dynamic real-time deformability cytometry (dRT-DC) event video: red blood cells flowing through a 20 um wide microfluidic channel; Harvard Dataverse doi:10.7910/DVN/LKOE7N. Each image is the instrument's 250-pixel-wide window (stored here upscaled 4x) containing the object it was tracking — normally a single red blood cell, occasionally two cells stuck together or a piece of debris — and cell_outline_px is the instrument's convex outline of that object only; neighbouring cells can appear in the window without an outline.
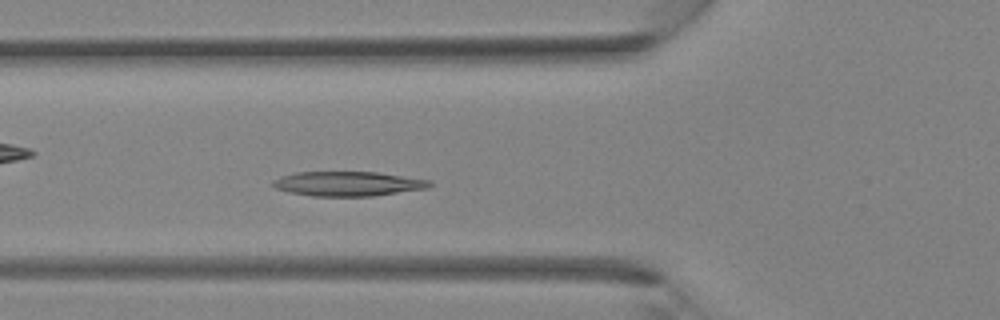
{"species": "Egyptian fruit bat (a non-hibernating species)", "species_latin": "Rousettus aegyptiacus", "temperature_condition": "room temperature", "stored_images_in_passage": 33, "camera_frame_rate_fps": 3000, "um_per_image_px": 0.085, "animal": {"sex": "female"}, "frame": {"image": 1, "passage_image": 10, "time_ms": 3.0, "image_size_px": [1000, 320], "cell_outline_px": [[432, 184], [428, 188], [372, 196], [312, 196], [288, 192], [276, 188], [272, 184], [272, 180], [280, 176], [296, 172], [376, 172], [432, 180]], "centroid_in_image_um": [29.56, 15.61], "position_along_channel_um": 96.2, "area_um2": 22.48}}
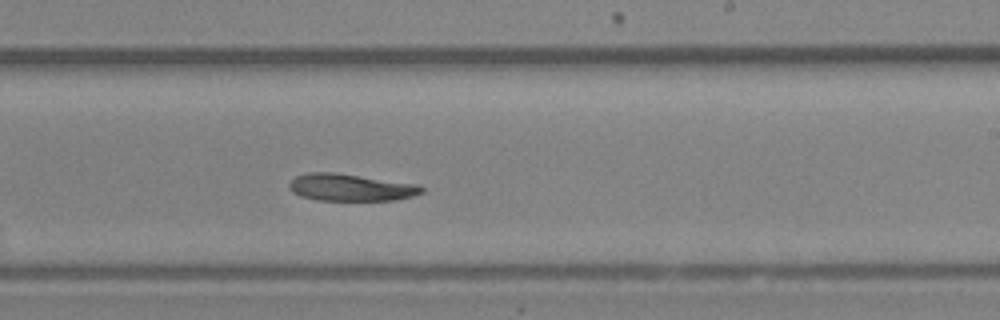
{"frame": {"image": 2, "passage_image": 19, "time_ms": 6.0, "image_size_px": [1000, 320], "cell_outline_px": [[424, 192], [412, 196], [392, 200], [316, 200], [300, 196], [292, 192], [288, 188], [288, 184], [296, 176], [308, 172], [336, 172], [416, 184], [424, 188]], "centroid_in_image_um": [29.76, 15.93], "position_along_channel_um": 259.2, "area_um2": 20.92}}
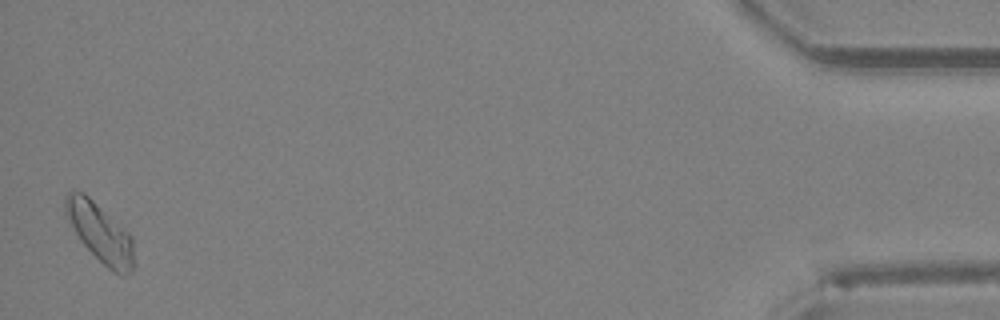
{"frame": {"image": 3, "passage_image": 33, "time_ms": 10.667, "image_size_px": [1000, 320], "cell_outline_px": [[132, 272], [124, 276], [112, 272], [80, 240], [64, 212], [64, 200], [68, 192], [72, 188], [84, 192], [124, 228], [132, 236]], "centroid_in_image_um": [8.48, 19.73], "position_along_channel_um": 426.7, "area_um2": 23.18}}